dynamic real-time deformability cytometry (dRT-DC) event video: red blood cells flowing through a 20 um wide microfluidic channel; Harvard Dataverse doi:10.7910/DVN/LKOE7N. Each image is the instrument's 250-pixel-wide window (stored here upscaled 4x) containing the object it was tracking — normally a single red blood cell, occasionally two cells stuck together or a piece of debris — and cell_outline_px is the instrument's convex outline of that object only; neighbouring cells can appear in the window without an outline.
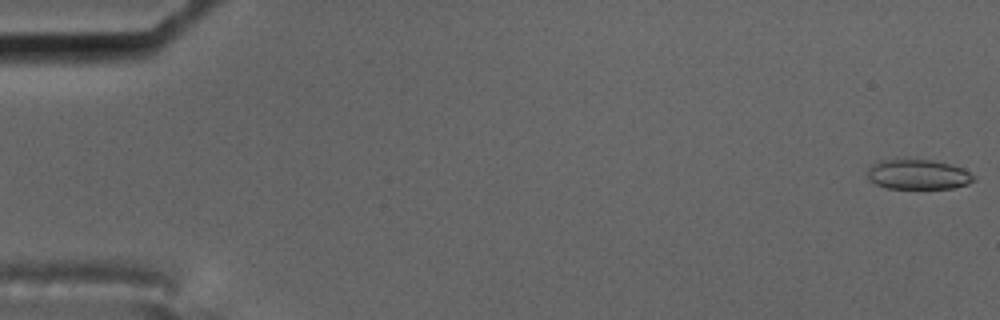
{"species": "common noctule bat (a hibernating species)", "species_latin": "Nyctalus noctula", "temperature_condition": "cold", "stored_images_in_passage": 15, "camera_frame_rate_fps": 3000, "um_per_image_px": 0.085, "animal": {"sex": "male", "body_mass_g": 17.5, "forearm_length_mm": 52.3}, "frame": {"image": 1, "passage_image": 1, "time_ms": 0.0, "image_size_px": [1000, 320], "cell_outline_px": [[976, 180], [968, 184], [952, 188], [888, 188], [876, 184], [868, 180], [868, 168], [876, 160], [932, 160], [964, 168], [976, 176]], "centroid_in_image_um": [78.05, 14.83], "position_along_channel_um": 7.0, "area_um2": 18.55}}